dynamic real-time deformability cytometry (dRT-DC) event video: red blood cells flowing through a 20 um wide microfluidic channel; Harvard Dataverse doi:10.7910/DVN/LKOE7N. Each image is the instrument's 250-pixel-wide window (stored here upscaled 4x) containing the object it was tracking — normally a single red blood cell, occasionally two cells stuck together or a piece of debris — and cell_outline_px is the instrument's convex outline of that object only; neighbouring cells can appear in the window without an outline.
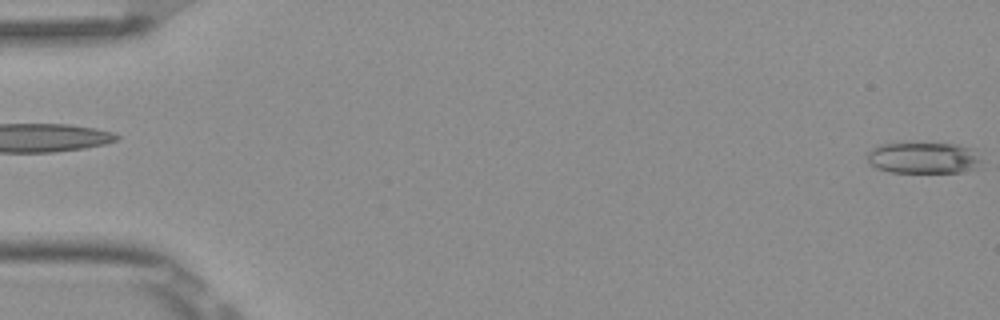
{"species": "Egyptian fruit bat (a non-hibernating species)", "species_latin": "Rousettus aegyptiacus", "temperature_condition": "room temperature", "stored_images_in_passage": 5, "segment_of_instrument_passage": [2, 2], "camera_frame_rate_fps": 3000, "um_per_image_px": 0.085, "frame": {"image": 1, "passage_image": 5, "time_ms": 1.333, "image_size_px": [1000, 320], "cell_outline_px": [[984, 160], [980, 168], [964, 172], [888, 172], [876, 168], [868, 164], [864, 152], [880, 144], [900, 140], [912, 140], [956, 144], [976, 148]], "centroid_in_image_um": [78.5, 13.36], "position_along_channel_um": 6.5, "area_um2": 22.83}}